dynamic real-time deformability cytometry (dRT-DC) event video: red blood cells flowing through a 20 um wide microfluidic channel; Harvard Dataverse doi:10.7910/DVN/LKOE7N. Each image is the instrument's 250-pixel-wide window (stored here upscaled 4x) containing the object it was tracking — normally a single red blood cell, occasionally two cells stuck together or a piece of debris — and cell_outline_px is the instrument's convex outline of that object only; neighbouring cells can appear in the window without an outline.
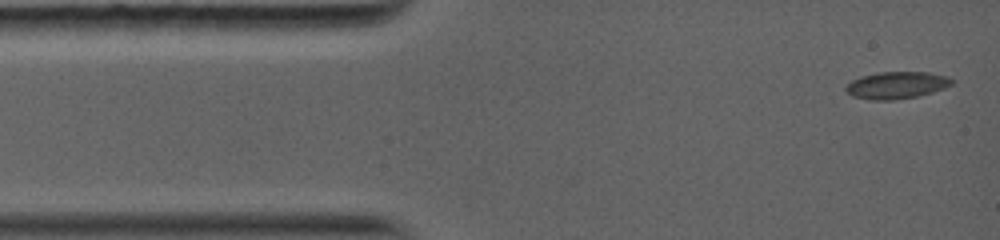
{"species": "common noctule bat (a hibernating species)", "species_latin": "Nyctalus noctula", "temperature_condition": "warm", "stored_images_in_passage": 5, "camera_frame_rate_fps": 5000, "um_per_image_px": 0.085, "animal": {"sex": "female", "body_mass_g": 19.0, "forearm_length_mm": 56.7}, "frame": {"image": 1, "passage_image": 1, "time_ms": 0.0, "image_size_px": [1000, 240], "cell_outline_px": [[952, 84], [944, 88], [932, 92], [916, 96], [892, 100], [872, 100], [852, 96], [844, 88], [852, 80], [860, 76], [880, 72], [928, 72], [948, 76], [952, 80]], "centroid_in_image_um": [76.2, 7.23], "position_along_channel_um": 8.8, "area_um2": 16.59}}
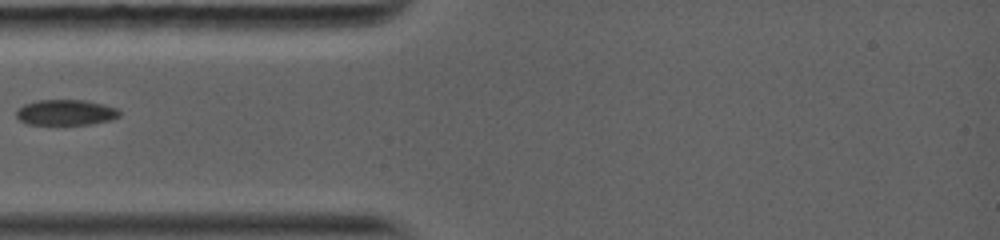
{"frame": {"image": 2, "passage_image": 4, "time_ms": 3.4, "image_size_px": [1000, 240], "cell_outline_px": [[120, 116], [112, 120], [92, 124], [64, 128], [28, 124], [20, 120], [16, 116], [16, 112], [24, 104], [36, 100], [88, 100], [104, 104], [116, 108], [120, 112]], "centroid_in_image_um": [5.6, 9.61], "position_along_channel_um": 79.4, "area_um2": 16.36}}
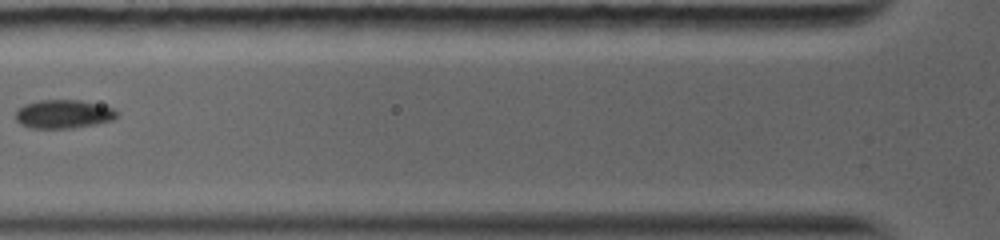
{"frame": {"image": 3, "passage_image": 5, "time_ms": 4.4, "image_size_px": [1000, 240], "cell_outline_px": [[116, 116], [112, 120], [96, 124], [72, 128], [32, 128], [20, 124], [16, 120], [16, 108], [24, 104], [40, 100], [80, 100], [112, 108], [116, 112]], "centroid_in_image_um": [5.33, 9.7], "position_along_channel_um": 120.5, "area_um2": 16.76}}